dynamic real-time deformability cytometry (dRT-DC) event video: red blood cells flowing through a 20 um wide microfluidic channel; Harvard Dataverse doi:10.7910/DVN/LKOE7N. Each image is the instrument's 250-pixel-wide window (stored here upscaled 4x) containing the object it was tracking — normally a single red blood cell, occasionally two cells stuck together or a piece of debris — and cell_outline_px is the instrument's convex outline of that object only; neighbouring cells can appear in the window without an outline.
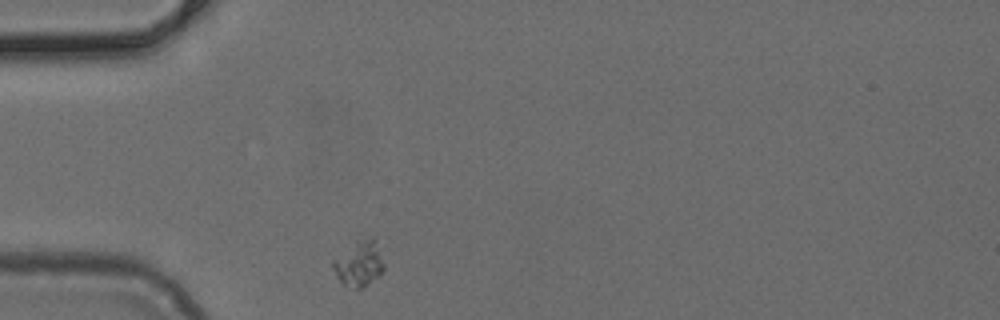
{"species": "common noctule bat (a hibernating species)", "species_latin": "Nyctalus noctula", "temperature_condition": "cold", "stored_images_in_passage": 40, "camera_frame_rate_fps": 3000, "um_per_image_px": 0.085, "animal": {"sex": "female", "body_mass_g": 24.6, "forearm_length_mm": 56.2}, "frame": {"image": 1, "passage_image": 1, "time_ms": 0.0, "image_size_px": [1000, 320], "cell_outline_px": [[384, 272], [364, 288], [356, 288], [344, 284], [336, 276], [332, 268], [332, 260], [360, 240], [372, 236], [376, 236], [380, 248], [384, 264]], "centroid_in_image_um": [30.58, 22.4], "position_along_channel_um": 54.4, "area_um2": 13.53}}
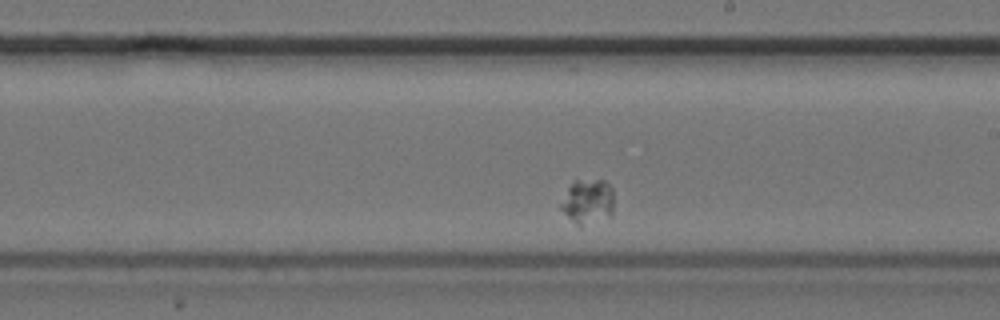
{"frame": {"image": 2, "passage_image": 17, "time_ms": 5.333, "image_size_px": [1000, 320], "cell_outline_px": [[612, 216], [580, 228], [560, 208], [560, 204], [568, 188], [576, 180], [604, 180], [612, 188]], "centroid_in_image_um": [49.97, 17.16], "position_along_channel_um": 239.0, "area_um2": 13.81}}
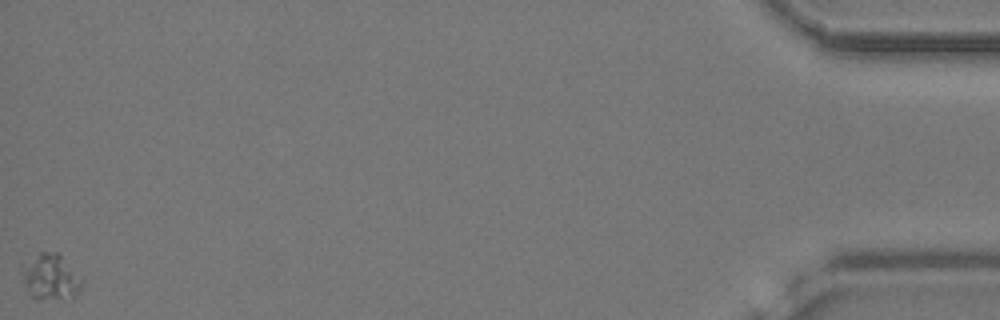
{"frame": {"image": 3, "passage_image": 40, "time_ms": 13.0, "image_size_px": [1000, 320], "cell_outline_px": [[84, 284], [72, 296], [36, 300], [32, 296], [24, 284], [24, 272], [40, 252], [56, 252], [84, 276]], "centroid_in_image_um": [4.42, 23.57], "position_along_channel_um": 430.8, "area_um2": 15.2}}